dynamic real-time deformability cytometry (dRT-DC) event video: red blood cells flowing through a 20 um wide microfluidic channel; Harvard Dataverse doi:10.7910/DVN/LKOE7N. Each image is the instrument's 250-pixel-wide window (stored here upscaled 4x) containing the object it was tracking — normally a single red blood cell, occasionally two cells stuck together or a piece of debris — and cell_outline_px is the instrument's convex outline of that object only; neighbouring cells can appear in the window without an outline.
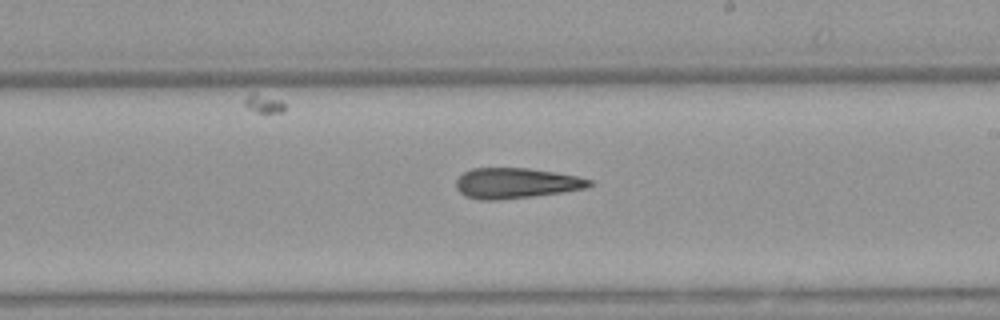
{"species": "Egyptian fruit bat (a non-hibernating species)", "species_latin": "Rousettus aegyptiacus", "temperature_condition": "warm", "stored_images_in_passage": 8, "camera_frame_rate_fps": 3000, "um_per_image_px": 0.085, "animal": {"sex": "female"}, "frame": {"image": 1, "passage_image": 8, "time_ms": 2.333, "image_size_px": [1000, 320], "cell_outline_px": [[592, 184], [588, 188], [532, 196], [496, 200], [480, 200], [464, 196], [456, 188], [456, 180], [464, 172], [472, 168], [528, 168], [556, 172], [576, 176], [592, 180]], "centroid_in_image_um": [43.84, 15.56], "position_along_channel_um": 245.2, "area_um2": 23.58}}